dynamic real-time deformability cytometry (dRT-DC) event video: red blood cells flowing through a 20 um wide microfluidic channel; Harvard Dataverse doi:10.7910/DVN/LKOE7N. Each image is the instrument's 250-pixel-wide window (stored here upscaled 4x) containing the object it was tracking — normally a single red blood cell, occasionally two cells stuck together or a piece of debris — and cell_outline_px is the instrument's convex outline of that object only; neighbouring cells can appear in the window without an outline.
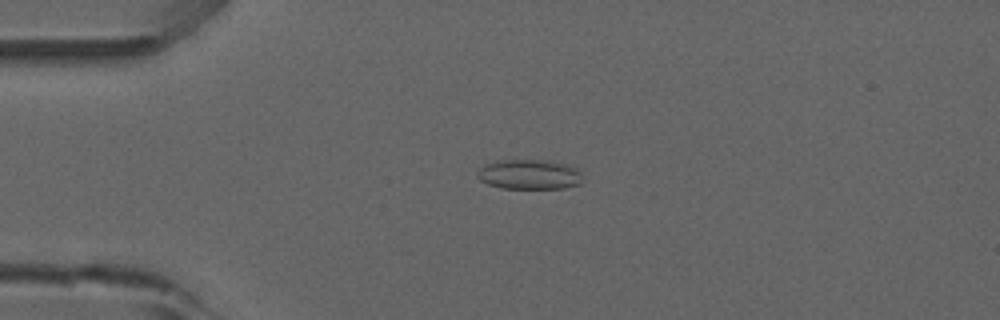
{"species": "common noctule bat (a hibernating species)", "species_latin": "Nyctalus noctula", "temperature_condition": "room temperature", "stored_images_in_passage": 52, "camera_frame_rate_fps": 3000, "um_per_image_px": 0.085, "animal": {"sex": "male", "forearm_length_mm": 52.5}, "frame": {"image": 1, "passage_image": 12, "time_ms": 3.667, "image_size_px": [1000, 320], "cell_outline_px": [[584, 180], [580, 184], [564, 188], [500, 188], [488, 184], [480, 180], [476, 176], [476, 172], [484, 164], [500, 160], [544, 160], [572, 164], [580, 172]], "centroid_in_image_um": [45.01, 14.82], "position_along_channel_um": 40.0, "area_um2": 18.61}}
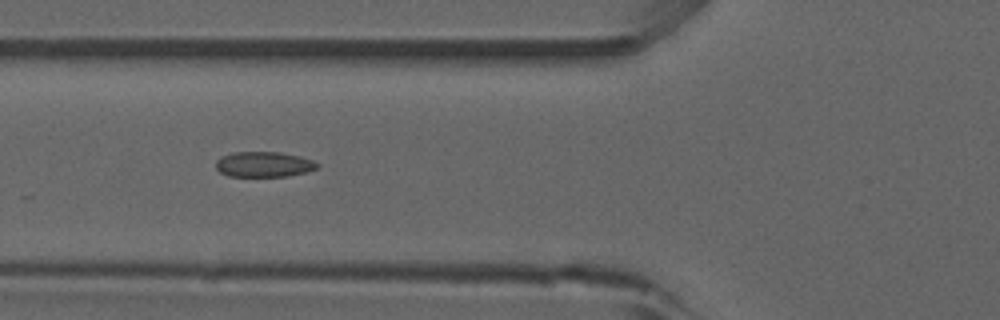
{"frame": {"image": 2, "passage_image": 19, "time_ms": 6.0, "image_size_px": [1000, 320], "cell_outline_px": [[320, 164], [316, 168], [304, 172], [288, 176], [228, 176], [220, 172], [216, 168], [216, 160], [220, 156], [232, 152], [280, 152], [300, 156], [312, 160]], "centroid_in_image_um": [22.39, 13.96], "position_along_channel_um": 103.4, "area_um2": 14.97}}
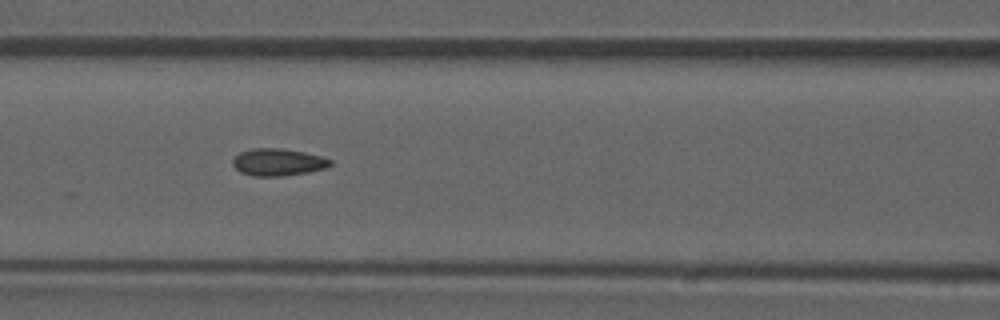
{"frame": {"image": 3, "passage_image": 22, "time_ms": 7.0, "image_size_px": [1000, 320], "cell_outline_px": [[332, 164], [328, 168], [308, 172], [284, 176], [252, 176], [240, 172], [232, 164], [232, 160], [240, 152], [252, 148], [284, 148], [304, 152], [320, 156], [332, 160]], "centroid_in_image_um": [23.64, 13.78], "position_along_channel_um": 143.0, "area_um2": 15.61}, "authors_computed_cell_mechanics": {"area_um2": 15.2592, "velocity_mm_per_s": 3.9183, "shape_relaxation_time_tau1_ms": null, "shape_relaxation_time_tau2_ms": 1.5835, "deformation_change_tau1": null, "deformation_change_tau2": 0.0696}}